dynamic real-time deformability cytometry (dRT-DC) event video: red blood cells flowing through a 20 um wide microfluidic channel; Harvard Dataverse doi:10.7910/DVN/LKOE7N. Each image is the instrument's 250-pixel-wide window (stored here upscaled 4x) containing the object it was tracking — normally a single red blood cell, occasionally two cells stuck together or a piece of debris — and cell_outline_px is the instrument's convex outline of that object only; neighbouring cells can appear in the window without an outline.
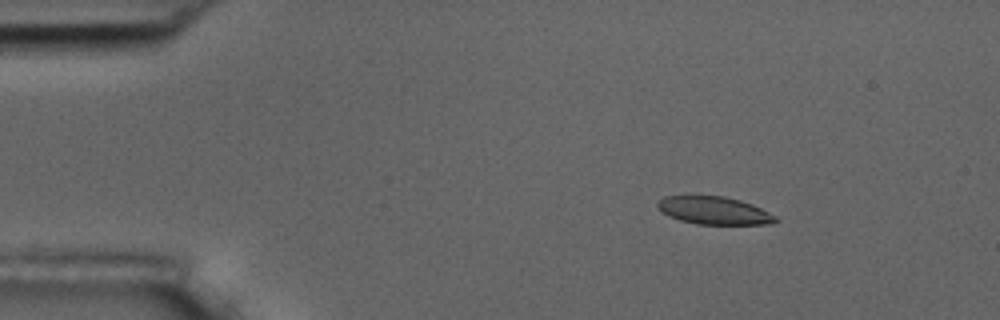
{"species": "common noctule bat (a hibernating species)", "species_latin": "Nyctalus noctula", "temperature_condition": "room temperature", "stored_images_in_passage": 7, "camera_frame_rate_fps": 3000, "um_per_image_px": 0.085, "animal": {"sex": "male", "body_mass_g": 17.5, "forearm_length_mm": 52.3}, "frame": {"image": 1, "passage_image": 2, "time_ms": 1.333, "image_size_px": [1000, 320], "cell_outline_px": [[780, 220], [772, 224], [696, 224], [680, 220], [668, 216], [656, 208], [656, 204], [664, 196], [724, 196], [740, 200], [752, 204], [776, 216]], "centroid_in_image_um": [60.69, 17.9], "position_along_channel_um": 24.3, "area_um2": 19.13}}
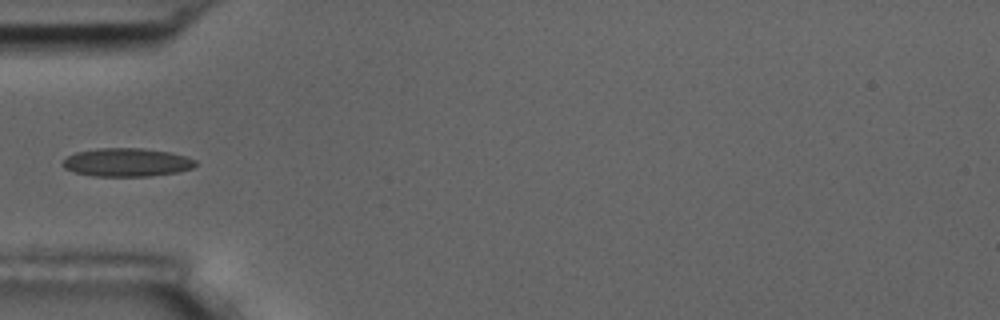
{"frame": {"image": 2, "passage_image": 5, "time_ms": 4.667, "image_size_px": [1000, 320], "cell_outline_px": [[196, 164], [192, 168], [176, 172], [148, 176], [92, 176], [76, 172], [64, 168], [60, 164], [68, 156], [76, 152], [96, 148], [140, 148], [168, 152], [184, 156], [196, 160]], "centroid_in_image_um": [10.74, 13.8], "position_along_channel_um": 74.3, "area_um2": 21.79}}